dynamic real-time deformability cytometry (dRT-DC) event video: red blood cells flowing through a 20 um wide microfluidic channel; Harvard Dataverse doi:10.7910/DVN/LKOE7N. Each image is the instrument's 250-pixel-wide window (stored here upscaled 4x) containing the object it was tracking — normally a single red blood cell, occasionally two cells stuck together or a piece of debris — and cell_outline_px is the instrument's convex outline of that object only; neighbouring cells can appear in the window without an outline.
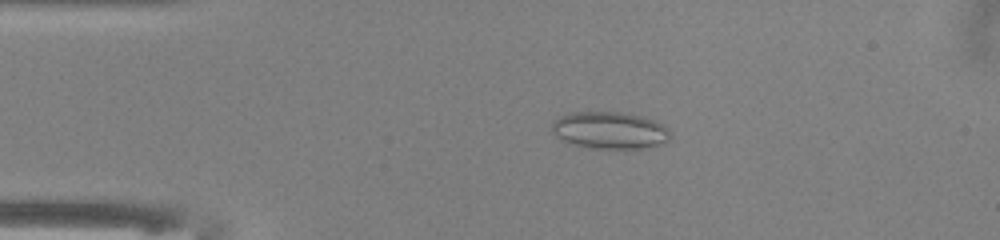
{"species": "common noctule bat (a hibernating species)", "species_latin": "Nyctalus noctula", "temperature_condition": "warm", "stored_images_in_passage": 50, "camera_frame_rate_fps": 3000, "um_per_image_px": 0.085, "animal": {"sex": "male", "body_mass_g": 13.0, "forearm_length_mm": 53.1}, "frame": {"image": 1, "passage_image": 10, "time_ms": 3.0, "image_size_px": [1000, 240], "cell_outline_px": [[672, 136], [668, 140], [648, 148], [588, 148], [572, 144], [560, 140], [552, 132], [552, 120], [560, 116], [572, 112], [624, 112], [656, 120], [664, 124], [668, 128]], "centroid_in_image_um": [51.82, 11.07], "position_along_channel_um": 33.2, "area_um2": 25.89}}
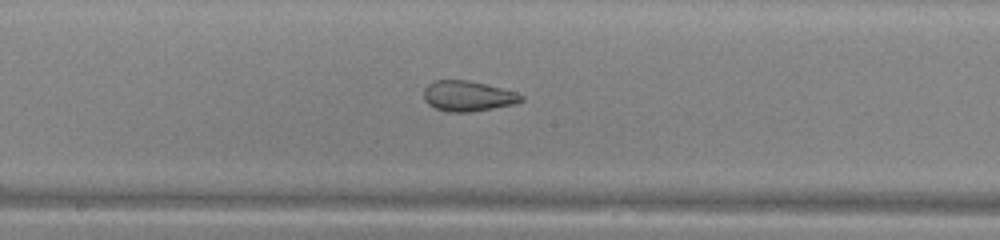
{"frame": {"image": 2, "passage_image": 26, "time_ms": 8.333, "image_size_px": [1000, 240], "cell_outline_px": [[524, 100], [516, 104], [468, 112], [448, 112], [436, 108], [428, 104], [424, 100], [424, 88], [428, 84], [436, 80], [468, 80], [516, 92], [524, 96]], "centroid_in_image_um": [39.76, 8.17], "position_along_channel_um": 208.4, "area_um2": 17.17}}
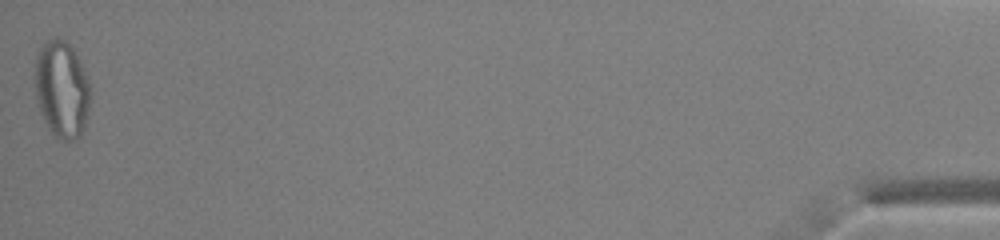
{"frame": {"image": 3, "passage_image": 50, "time_ms": 16.333, "image_size_px": [1000, 240], "cell_outline_px": [[88, 116], [84, 128], [80, 136], [72, 140], [56, 140], [48, 128], [40, 112], [36, 96], [36, 56], [40, 48], [48, 40], [56, 36], [72, 44], [88, 80]], "centroid_in_image_um": [5.24, 7.6], "position_along_channel_um": 430.0, "area_um2": 31.15}, "authors_computed_cell_mechanics": {"area_um2": 24.0159, "velocity_mm_per_s": 4.0648, "shape_relaxation_time_tau1_ms": null, "shape_relaxation_time_tau2_ms": 1.1449, "deformation_change_tau1": null, "deformation_change_tau2": 0.086}}